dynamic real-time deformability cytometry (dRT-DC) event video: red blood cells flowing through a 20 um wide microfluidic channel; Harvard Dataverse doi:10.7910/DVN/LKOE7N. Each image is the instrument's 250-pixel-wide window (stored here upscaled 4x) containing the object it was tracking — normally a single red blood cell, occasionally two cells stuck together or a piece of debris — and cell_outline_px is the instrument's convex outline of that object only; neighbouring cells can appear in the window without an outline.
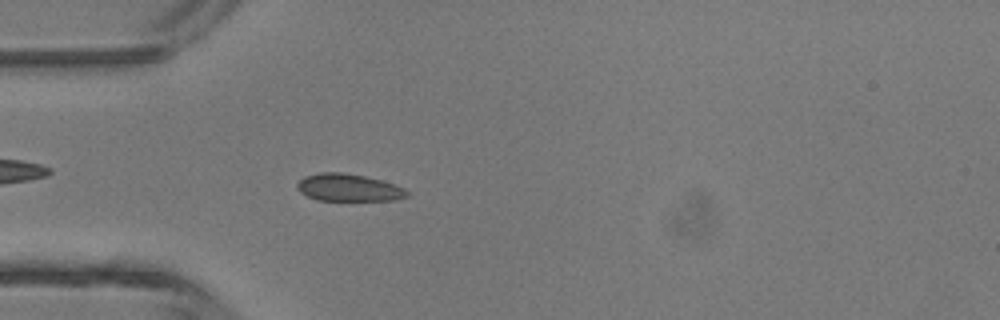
{"species": "common noctule bat (a hibernating species)", "species_latin": "Nyctalus noctula", "temperature_condition": "room temperature", "stored_images_in_passage": 45, "camera_frame_rate_fps": 3000, "um_per_image_px": 0.085, "animal": {"sex": "male", "body_mass_g": 13.3}, "frame": {"image": 1, "passage_image": 13, "time_ms": 4.0, "image_size_px": [1000, 320], "cell_outline_px": [[408, 196], [396, 200], [316, 200], [300, 192], [296, 188], [296, 184], [304, 176], [320, 172], [344, 172], [364, 176], [380, 180], [404, 188], [408, 192]], "centroid_in_image_um": [29.59, 15.94], "position_along_channel_um": 55.4, "area_um2": 17.46}}
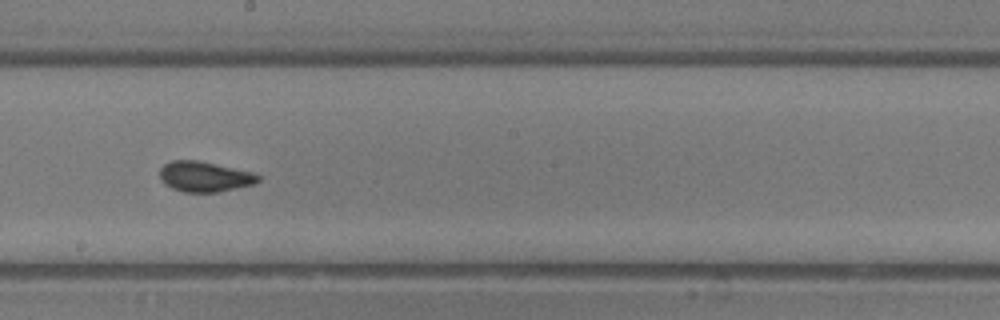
{"frame": {"image": 2, "passage_image": 25, "time_ms": 8.0, "image_size_px": [1000, 320], "cell_outline_px": [[260, 180], [256, 184], [216, 192], [184, 192], [172, 188], [164, 184], [160, 180], [160, 168], [164, 164], [172, 160], [196, 160], [216, 164], [252, 172], [260, 176]], "centroid_in_image_um": [17.38, 15.01], "position_along_channel_um": 230.8, "area_um2": 17.4}}
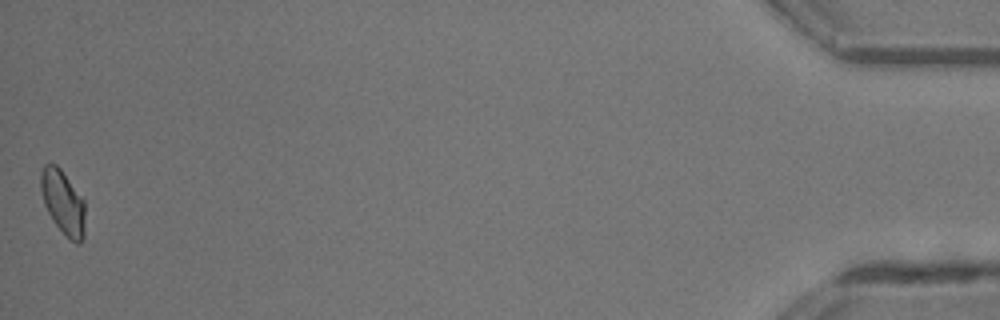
{"frame": {"image": 3, "passage_image": 45, "time_ms": 14.667, "image_size_px": [1000, 320], "cell_outline_px": [[84, 236], [80, 244], [76, 244], [52, 220], [44, 204], [40, 188], [40, 172], [44, 164], [56, 164], [60, 168], [84, 200]], "centroid_in_image_um": [5.34, 17.17], "position_along_channel_um": 429.9, "area_um2": 16.36}, "authors_computed_cell_mechanics": {"area_um2": 16.9354, "velocity_mm_per_s": 4.5155, "shape_relaxation_time_tau1_ms": 3.3444, "shape_relaxation_time_tau2_ms": null, "deformation_change_tau1": 0.0795, "deformation_change_tau2": null}}